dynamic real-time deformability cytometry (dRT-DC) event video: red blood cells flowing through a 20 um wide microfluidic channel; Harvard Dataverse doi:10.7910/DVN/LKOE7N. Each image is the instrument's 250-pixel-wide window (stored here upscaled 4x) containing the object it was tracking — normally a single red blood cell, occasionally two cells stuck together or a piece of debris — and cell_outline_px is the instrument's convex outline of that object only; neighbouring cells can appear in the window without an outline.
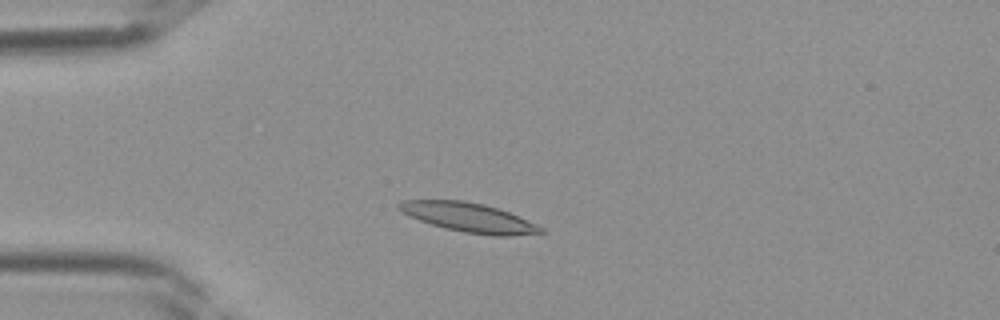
{"species": "Egyptian fruit bat (a non-hibernating species)", "species_latin": "Rousettus aegyptiacus", "temperature_condition": "room temperature", "stored_images_in_passage": 34, "camera_frame_rate_fps": 3000, "um_per_image_px": 0.085, "frame": {"image": 1, "passage_image": 7, "time_ms": 2.0, "image_size_px": [1000, 320], "cell_outline_px": [[548, 232], [508, 236], [492, 236], [464, 232], [444, 228], [420, 220], [400, 212], [396, 208], [396, 204], [400, 200], [464, 200], [484, 204], [508, 212], [536, 224], [544, 228]], "centroid_in_image_um": [39.82, 18.48], "position_along_channel_um": 45.2, "area_um2": 24.22}}
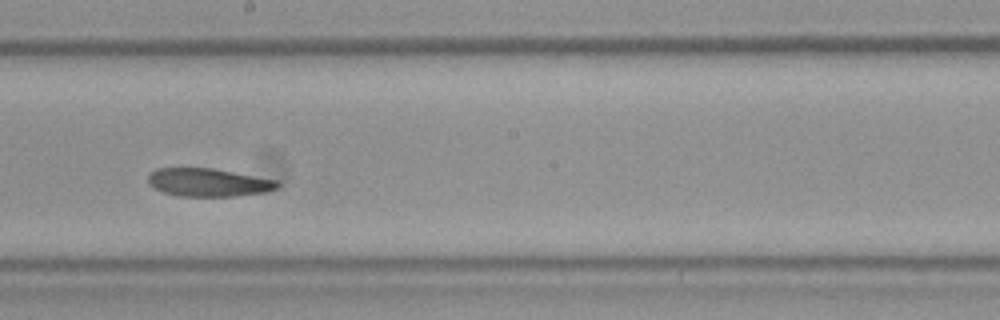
{"frame": {"image": 2, "passage_image": 19, "time_ms": 6.0, "image_size_px": [1000, 320], "cell_outline_px": [[280, 184], [276, 188], [264, 192], [236, 196], [180, 196], [164, 192], [152, 188], [148, 184], [148, 176], [156, 168], [212, 168], [276, 180]], "centroid_in_image_um": [17.66, 15.5], "position_along_channel_um": 230.5, "area_um2": 21.04}}
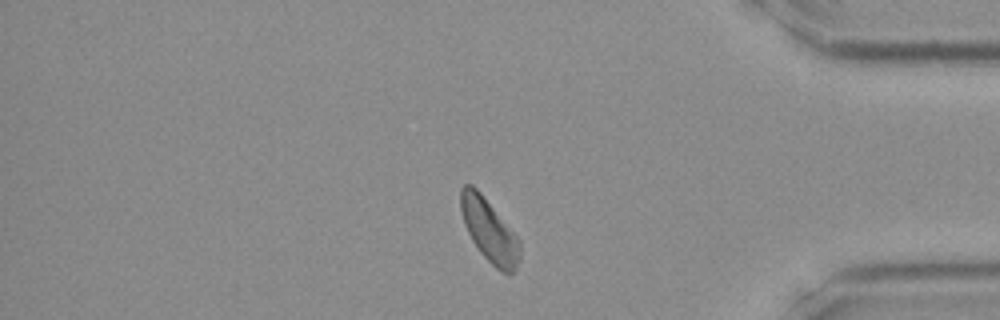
{"frame": {"image": 3, "passage_image": 30, "time_ms": 9.667, "image_size_px": [1000, 320], "cell_outline_px": [[520, 260], [516, 268], [508, 276], [500, 272], [480, 252], [472, 240], [464, 224], [460, 208], [460, 188], [464, 184], [472, 184], [480, 192], [520, 240]], "centroid_in_image_um": [41.59, 19.61], "position_along_channel_um": 393.6, "area_um2": 21.62}}